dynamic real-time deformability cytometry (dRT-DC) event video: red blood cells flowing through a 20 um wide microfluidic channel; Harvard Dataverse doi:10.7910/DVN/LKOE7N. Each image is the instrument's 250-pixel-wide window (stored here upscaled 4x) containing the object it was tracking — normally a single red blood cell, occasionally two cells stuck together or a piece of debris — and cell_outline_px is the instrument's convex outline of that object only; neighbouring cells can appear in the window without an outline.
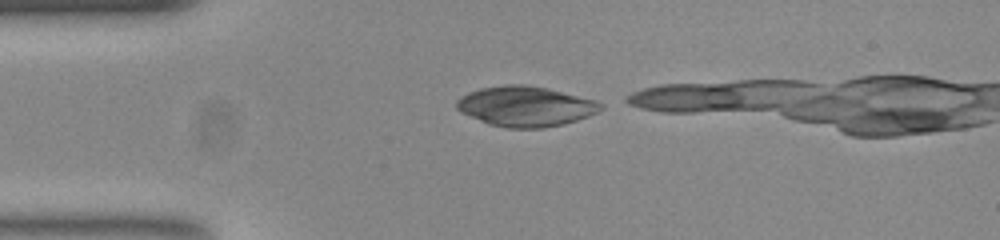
{"species": "common noctule bat (a hibernating species)", "species_latin": "Nyctalus noctula", "temperature_condition": "room temperature", "stored_images_in_passage": 11, "camera_frame_rate_fps": 3000, "um_per_image_px": 0.085, "animal": {"sex": "female", "body_mass_g": 23.0, "forearm_length_mm": 53.4}, "frame": {"image": 1, "passage_image": 1, "time_ms": 0.0, "image_size_px": [1000, 240], "cell_outline_px": [[604, 108], [588, 116], [564, 124], [544, 128], [508, 128], [488, 124], [460, 112], [456, 108], [456, 100], [468, 92], [480, 88], [508, 84], [524, 84], [544, 88], [596, 100], [604, 104]], "centroid_in_image_um": [44.65, 9.04], "position_along_channel_um": 40.4, "area_um2": 33.64}}